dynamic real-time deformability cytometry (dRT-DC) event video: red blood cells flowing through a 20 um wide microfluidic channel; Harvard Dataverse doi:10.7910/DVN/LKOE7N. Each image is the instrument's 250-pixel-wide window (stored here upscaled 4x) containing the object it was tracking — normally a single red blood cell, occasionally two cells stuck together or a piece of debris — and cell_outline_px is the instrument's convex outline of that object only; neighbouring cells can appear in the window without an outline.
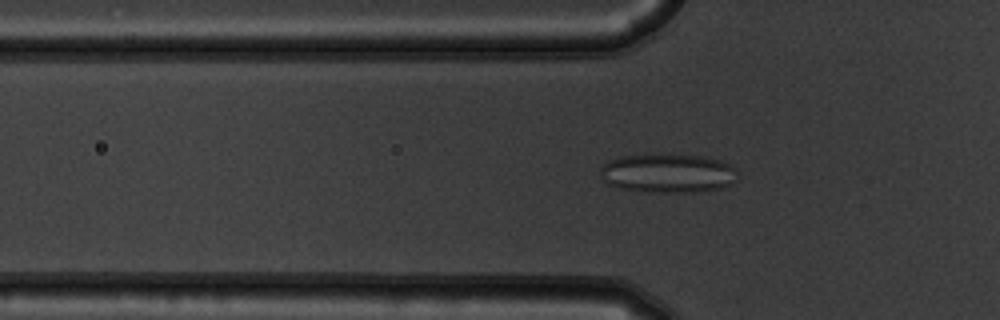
{"species": "common noctule bat (a hibernating species)", "species_latin": "Nyctalus noctula", "temperature_condition": "warm", "stored_images_in_passage": 52, "camera_frame_rate_fps": 3000, "um_per_image_px": 0.085, "animal": {"sex": "male", "body_mass_g": 19.5, "forearm_length_mm": 54.6}, "frame": {"image": 1, "passage_image": 16, "time_ms": 5.0, "image_size_px": [1000, 320], "cell_outline_px": [[736, 180], [732, 184], [720, 188], [704, 192], [640, 192], [616, 188], [608, 184], [600, 176], [600, 168], [608, 160], [620, 156], [644, 152], [672, 152], [704, 156], [720, 160], [736, 168]], "centroid_in_image_um": [56.73, 14.68], "position_along_channel_um": 69.1, "area_um2": 32.77}}
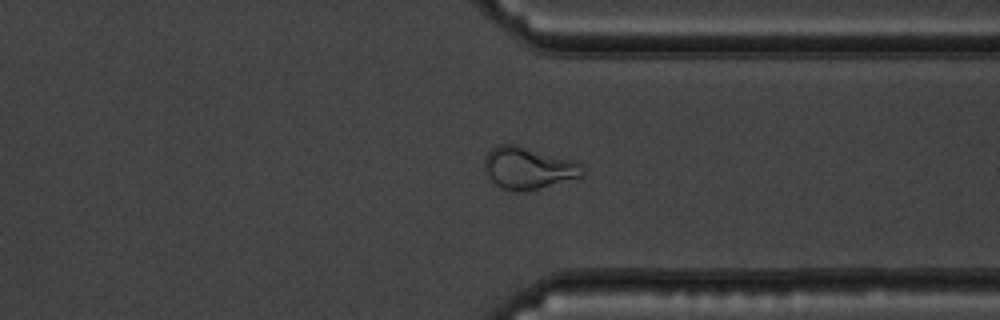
{"frame": {"image": 2, "passage_image": 40, "time_ms": 13.0, "image_size_px": [1000, 320], "cell_outline_px": [[584, 176], [528, 192], [512, 192], [496, 184], [488, 176], [484, 168], [484, 156], [496, 144], [516, 144], [576, 160], [584, 164]], "centroid_in_image_um": [44.94, 14.28], "position_along_channel_um": 366.5, "area_um2": 24.68}}
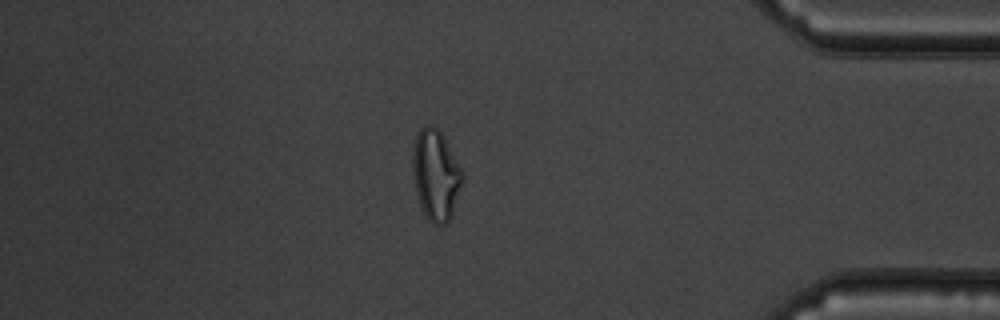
{"frame": {"image": 3, "passage_image": 45, "time_ms": 14.667, "image_size_px": [1000, 320], "cell_outline_px": [[464, 180], [452, 216], [444, 224], [432, 224], [428, 220], [420, 204], [416, 192], [412, 172], [412, 152], [416, 136], [420, 128], [424, 124], [432, 124], [440, 132], [464, 172]], "centroid_in_image_um": [37.04, 14.87], "position_along_channel_um": 398.2, "area_um2": 26.41}, "authors_computed_cell_mechanics": {"area_um2": 26.4724, "velocity_mm_per_s": 3.7165, "shape_relaxation_time_tau1_ms": null, "shape_relaxation_time_tau2_ms": 1.3537, "deformation_change_tau1": null, "deformation_change_tau2": 0.0919}}